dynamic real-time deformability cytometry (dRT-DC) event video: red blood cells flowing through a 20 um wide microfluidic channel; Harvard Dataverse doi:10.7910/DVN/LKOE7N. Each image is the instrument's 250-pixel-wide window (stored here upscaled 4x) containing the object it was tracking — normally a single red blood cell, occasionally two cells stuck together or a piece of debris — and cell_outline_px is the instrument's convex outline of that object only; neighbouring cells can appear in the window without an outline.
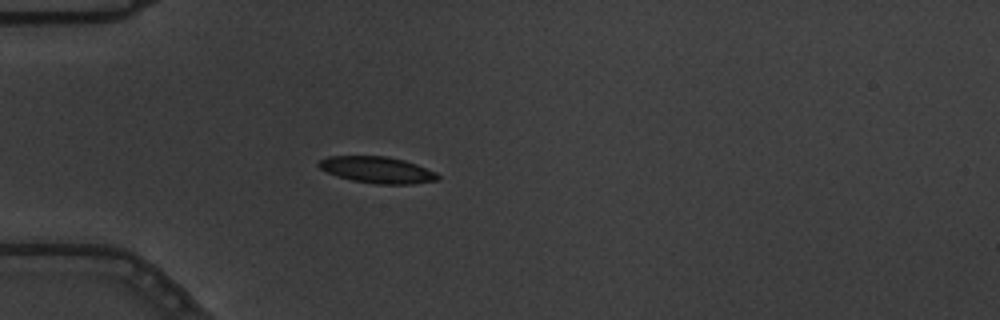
{"species": "common noctule bat (a hibernating species)", "species_latin": "Nyctalus noctula", "temperature_condition": "warm", "stored_images_in_passage": 5, "camera_frame_rate_fps": 3000, "um_per_image_px": 0.085, "animal": {"sex": "male", "body_mass_g": 19.5, "forearm_length_mm": 54.6}, "frame": {"image": 1, "passage_image": 4, "time_ms": 1.0, "image_size_px": [1000, 320], "cell_outline_px": [[440, 176], [436, 180], [412, 184], [376, 184], [352, 180], [336, 176], [320, 168], [316, 164], [320, 160], [328, 156], [388, 156], [404, 160], [416, 164], [436, 172]], "centroid_in_image_um": [32.05, 14.43], "position_along_channel_um": 52.9, "area_um2": 18.32}}